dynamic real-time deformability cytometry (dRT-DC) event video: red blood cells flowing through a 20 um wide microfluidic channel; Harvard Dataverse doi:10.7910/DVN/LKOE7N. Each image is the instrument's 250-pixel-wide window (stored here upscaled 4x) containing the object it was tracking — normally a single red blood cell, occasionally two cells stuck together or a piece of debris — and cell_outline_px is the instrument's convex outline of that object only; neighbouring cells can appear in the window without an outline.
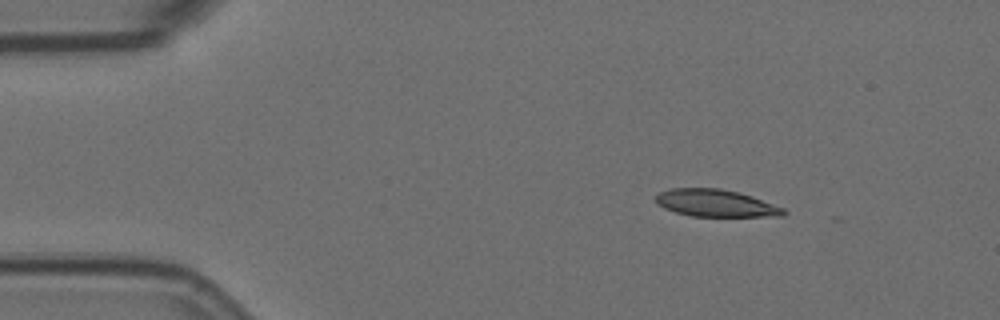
{"species": "Egyptian fruit bat (a non-hibernating species)", "species_latin": "Rousettus aegyptiacus", "temperature_condition": "room temperature", "stored_images_in_passage": 3, "camera_frame_rate_fps": 3000, "um_per_image_px": 0.085, "animal": {"sex": "female"}, "frame": {"image": 1, "passage_image": 1, "time_ms": 0.0, "image_size_px": [1000, 320], "cell_outline_px": [[788, 212], [784, 216], [692, 216], [676, 212], [664, 208], [656, 204], [656, 196], [660, 192], [672, 188], [720, 188], [740, 192], [752, 196], [784, 208]], "centroid_in_image_um": [60.86, 17.26], "position_along_channel_um": 24.1, "area_um2": 20.29}}